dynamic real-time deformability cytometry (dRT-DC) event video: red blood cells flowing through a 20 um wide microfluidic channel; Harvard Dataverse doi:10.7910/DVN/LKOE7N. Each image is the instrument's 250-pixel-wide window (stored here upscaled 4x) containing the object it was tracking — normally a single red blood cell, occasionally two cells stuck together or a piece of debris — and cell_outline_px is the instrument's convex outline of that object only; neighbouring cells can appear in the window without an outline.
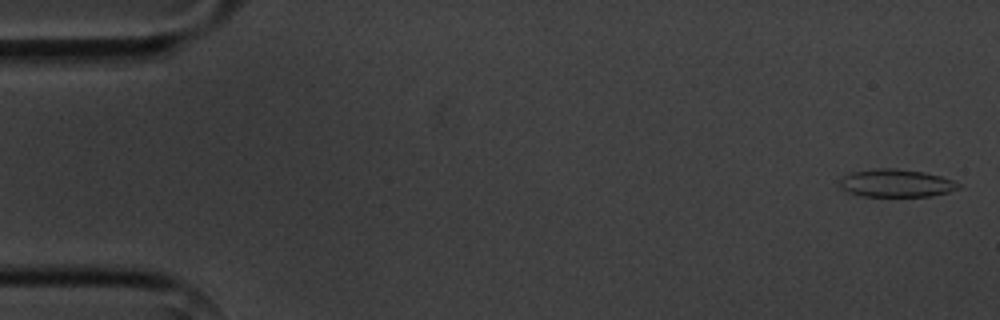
{"species": "common noctule bat (a hibernating species)", "species_latin": "Nyctalus noctula", "temperature_condition": "cold", "stored_images_in_passage": 5, "camera_frame_rate_fps": 3000, "um_per_image_px": 0.085, "animal": {"sex": "male", "body_mass_g": 20.1, "forearm_length_mm": 53.5}, "frame": {"image": 1, "passage_image": 1, "time_ms": 0.0, "image_size_px": [1000, 320], "cell_outline_px": [[960, 188], [948, 192], [932, 196], [860, 196], [848, 192], [840, 184], [840, 180], [844, 176], [852, 172], [876, 168], [896, 168], [924, 172], [940, 176], [952, 180], [960, 184]], "centroid_in_image_um": [76.19, 15.57], "position_along_channel_um": 8.8, "area_um2": 19.13}}